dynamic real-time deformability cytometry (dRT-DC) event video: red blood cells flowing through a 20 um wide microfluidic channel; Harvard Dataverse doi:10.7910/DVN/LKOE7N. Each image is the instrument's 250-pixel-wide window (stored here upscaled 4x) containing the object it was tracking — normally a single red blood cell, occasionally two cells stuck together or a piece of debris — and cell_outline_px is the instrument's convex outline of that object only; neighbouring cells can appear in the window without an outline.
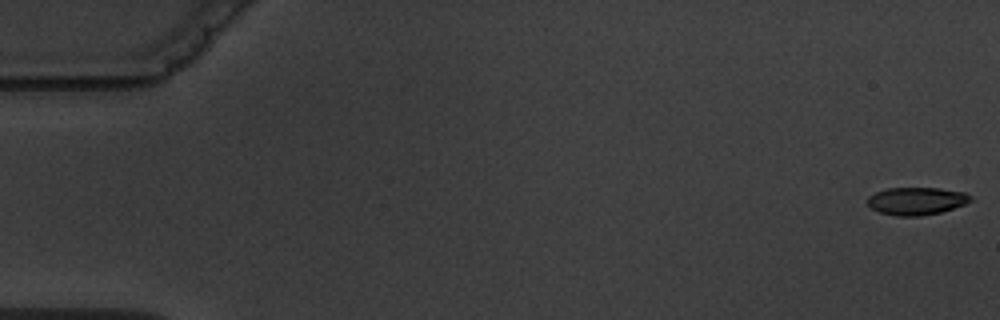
{"species": "common noctule bat (a hibernating species)", "species_latin": "Nyctalus noctula", "temperature_condition": "warm", "stored_images_in_passage": 4, "camera_frame_rate_fps": 3000, "um_per_image_px": 0.085, "animal": {"sex": "male", "body_mass_g": 19.5, "forearm_length_mm": 54.6}, "frame": {"image": 1, "passage_image": 1, "time_ms": 0.0, "image_size_px": [1000, 320], "cell_outline_px": [[972, 200], [964, 204], [940, 212], [920, 216], [896, 216], [880, 212], [872, 208], [868, 204], [868, 196], [876, 192], [888, 188], [940, 188], [964, 192], [972, 196]], "centroid_in_image_um": [77.9, 17.08], "position_along_channel_um": 7.1, "area_um2": 16.47}}